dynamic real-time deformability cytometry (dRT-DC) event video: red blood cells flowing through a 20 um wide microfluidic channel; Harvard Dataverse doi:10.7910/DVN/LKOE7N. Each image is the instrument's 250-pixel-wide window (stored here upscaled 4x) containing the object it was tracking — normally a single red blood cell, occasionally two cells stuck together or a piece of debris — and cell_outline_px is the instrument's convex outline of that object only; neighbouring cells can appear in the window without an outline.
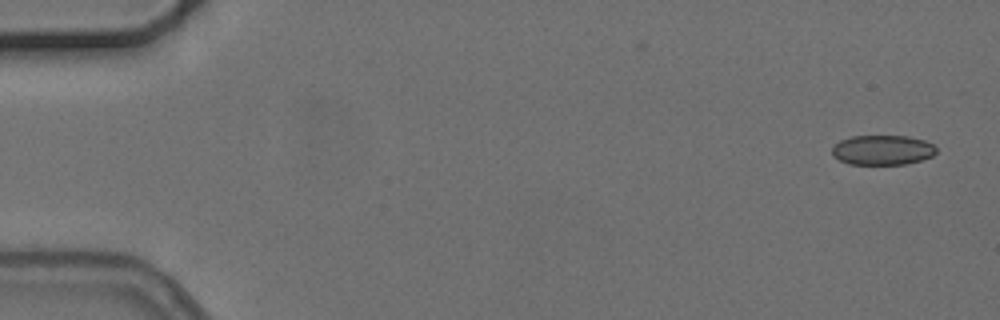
{"species": "common noctule bat (a hibernating species)", "species_latin": "Nyctalus noctula", "temperature_condition": "cold", "stored_images_in_passage": 4, "camera_frame_rate_fps": 3000, "um_per_image_px": 0.085, "animal": {"sex": "female", "body_mass_g": 24.6, "forearm_length_mm": 56.2}, "frame": {"image": 1, "passage_image": 1, "time_ms": 0.0, "image_size_px": [1000, 320], "cell_outline_px": [[936, 152], [932, 156], [920, 160], [904, 164], [848, 164], [832, 156], [832, 148], [840, 140], [852, 136], [908, 136], [924, 140], [932, 144], [936, 148]], "centroid_in_image_um": [75.0, 12.75], "position_along_channel_um": 10.0, "area_um2": 18.03}}
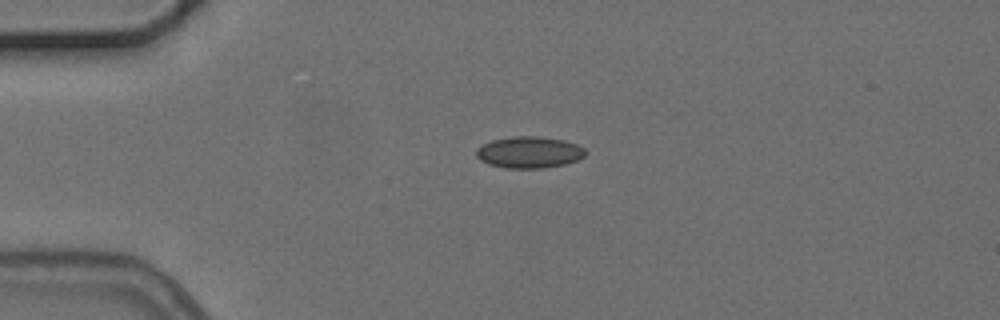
{"frame": {"image": 2, "passage_image": 4, "time_ms": 3.667, "image_size_px": [1000, 320], "cell_outline_px": [[588, 152], [584, 156], [576, 160], [564, 164], [544, 168], [504, 168], [488, 164], [480, 160], [476, 156], [476, 148], [492, 140], [516, 136], [540, 136], [564, 140], [576, 144], [584, 148]], "centroid_in_image_um": [44.98, 12.94], "position_along_channel_um": 40.0, "area_um2": 20.11}}